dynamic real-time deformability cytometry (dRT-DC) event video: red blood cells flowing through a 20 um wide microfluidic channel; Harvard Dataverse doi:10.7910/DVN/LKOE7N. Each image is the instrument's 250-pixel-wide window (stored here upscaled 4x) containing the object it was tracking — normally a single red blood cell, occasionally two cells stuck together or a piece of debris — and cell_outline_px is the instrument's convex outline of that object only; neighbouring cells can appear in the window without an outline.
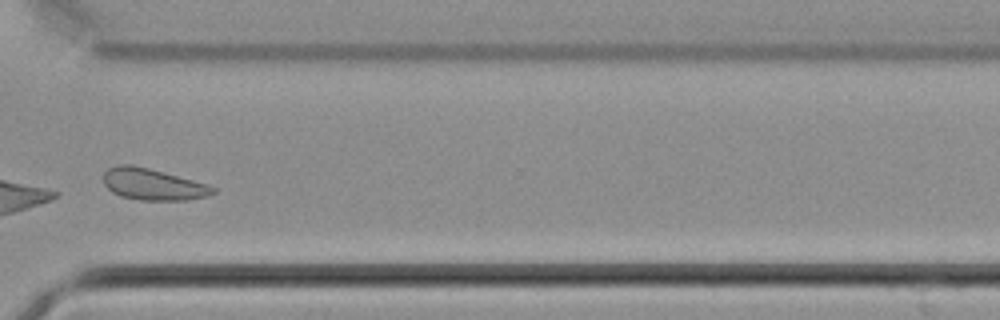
{"species": "common noctule bat (a hibernating species)", "species_latin": "Nyctalus noctula", "temperature_condition": "cold", "stored_images_in_passage": 37, "camera_frame_rate_fps": 3000, "um_per_image_px": 0.085, "animal": {"sex": "male", "body_mass_g": 21.5, "forearm_length_mm": 52.0}, "frame": {"image": 1, "passage_image": 27, "time_ms": 8.667, "image_size_px": [1000, 320], "cell_outline_px": [[216, 192], [208, 196], [188, 200], [140, 200], [120, 196], [112, 192], [104, 184], [104, 172], [108, 168], [116, 164], [132, 164], [148, 168], [208, 184], [216, 188]], "centroid_in_image_um": [12.99, 15.67], "position_along_channel_um": 357.6, "area_um2": 20.17}}